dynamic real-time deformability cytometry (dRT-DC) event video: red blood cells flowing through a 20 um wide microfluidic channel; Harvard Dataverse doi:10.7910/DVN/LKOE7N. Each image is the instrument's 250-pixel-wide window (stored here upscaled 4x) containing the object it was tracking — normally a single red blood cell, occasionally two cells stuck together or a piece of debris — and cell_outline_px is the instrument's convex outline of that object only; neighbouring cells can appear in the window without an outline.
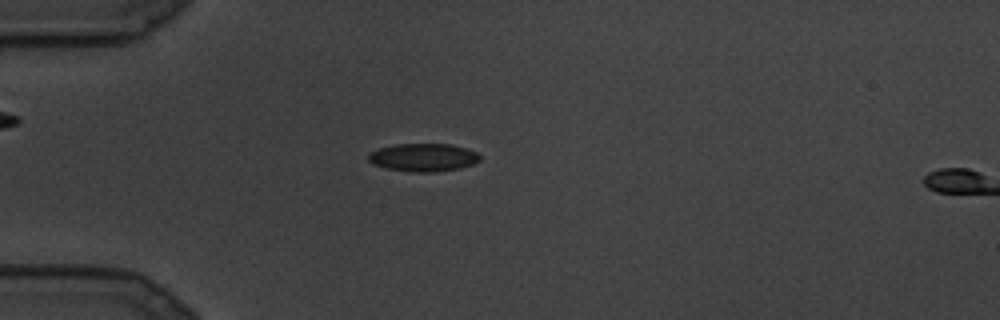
{"species": "common noctule bat (a hibernating species)", "species_latin": "Nyctalus noctula", "temperature_condition": "cold", "stored_images_in_passage": 2, "camera_frame_rate_fps": 3000, "um_per_image_px": 0.085, "animal": {"sex": "male", "body_mass_g": 19.5, "forearm_length_mm": 54.6}, "frame": {"image": 1, "passage_image": 1, "time_ms": 0.0, "image_size_px": [1000, 320], "cell_outline_px": [[480, 160], [472, 164], [460, 168], [436, 172], [412, 172], [384, 168], [372, 164], [368, 160], [368, 152], [380, 148], [396, 144], [452, 144], [468, 148], [476, 152], [480, 156]], "centroid_in_image_um": [35.97, 13.38], "position_along_channel_um": 49.0, "area_um2": 18.38}}